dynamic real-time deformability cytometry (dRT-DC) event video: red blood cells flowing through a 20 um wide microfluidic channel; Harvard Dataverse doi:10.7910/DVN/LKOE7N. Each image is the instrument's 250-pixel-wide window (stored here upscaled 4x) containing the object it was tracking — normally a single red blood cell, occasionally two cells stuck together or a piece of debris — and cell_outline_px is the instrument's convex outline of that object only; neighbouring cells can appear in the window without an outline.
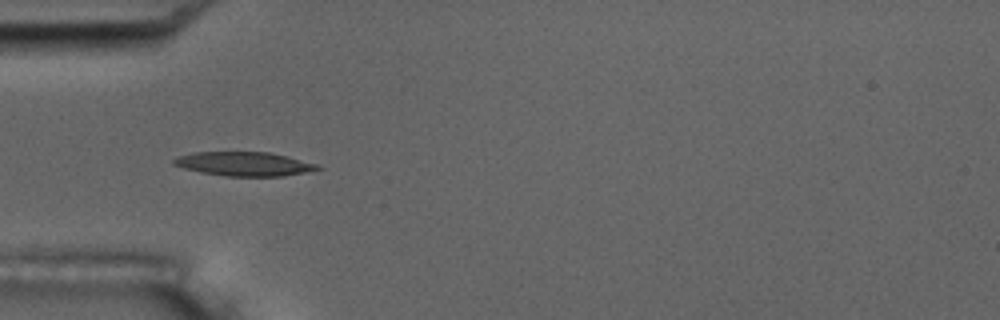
{"species": "common noctule bat (a hibernating species)", "species_latin": "Nyctalus noctula", "temperature_condition": "room temperature", "stored_images_in_passage": 8, "camera_frame_rate_fps": 3000, "um_per_image_px": 0.085, "animal": {"sex": "male", "body_mass_g": 17.5, "forearm_length_mm": 52.3}, "frame": {"image": 1, "passage_image": 5, "time_ms": 4.333, "image_size_px": [1000, 320], "cell_outline_px": [[324, 168], [284, 176], [224, 176], [200, 172], [184, 168], [172, 164], [172, 160], [176, 156], [192, 152], [268, 152], [288, 156], [316, 164]], "centroid_in_image_um": [20.7, 13.93], "position_along_channel_um": 64.3, "area_um2": 20.17}}
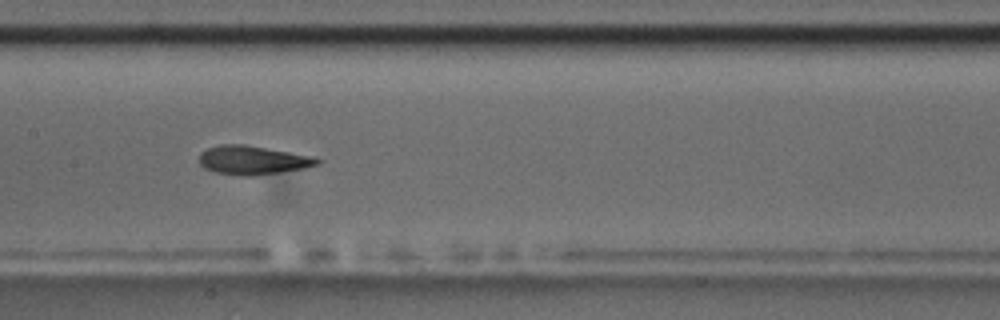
{"frame": {"image": 2, "passage_image": 8, "time_ms": 7.667, "image_size_px": [1000, 320], "cell_outline_px": [[320, 164], [304, 168], [252, 176], [240, 176], [216, 172], [204, 168], [200, 164], [200, 152], [208, 148], [220, 144], [244, 144], [312, 156], [320, 160]], "centroid_in_image_um": [21.45, 13.61], "position_along_channel_um": 185.9, "area_um2": 19.65}}